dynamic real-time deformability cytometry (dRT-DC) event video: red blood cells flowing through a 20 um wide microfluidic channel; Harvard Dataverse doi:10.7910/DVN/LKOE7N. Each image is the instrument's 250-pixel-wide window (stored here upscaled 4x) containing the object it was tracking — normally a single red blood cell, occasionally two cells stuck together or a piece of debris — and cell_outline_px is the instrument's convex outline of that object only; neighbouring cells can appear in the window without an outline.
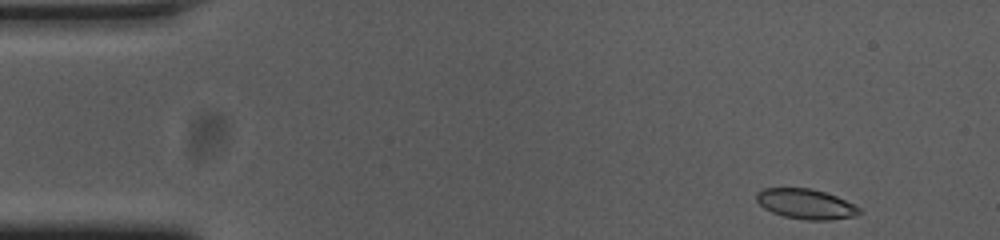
{"species": "common noctule bat (a hibernating species)", "species_latin": "Nyctalus noctula", "temperature_condition": "cold", "stored_images_in_passage": 51, "camera_frame_rate_fps": 3000, "um_per_image_px": 0.085, "animal": {"sex": "female", "body_mass_g": 23.0, "forearm_length_mm": 53.4}, "frame": {"image": 1, "passage_image": 1, "time_ms": 0.0, "image_size_px": [1000, 240], "cell_outline_px": [[864, 212], [856, 216], [828, 220], [808, 220], [784, 216], [772, 212], [764, 208], [756, 200], [756, 192], [764, 188], [812, 188], [836, 196], [860, 208]], "centroid_in_image_um": [68.5, 17.34], "position_along_channel_um": 16.5, "area_um2": 17.98}}
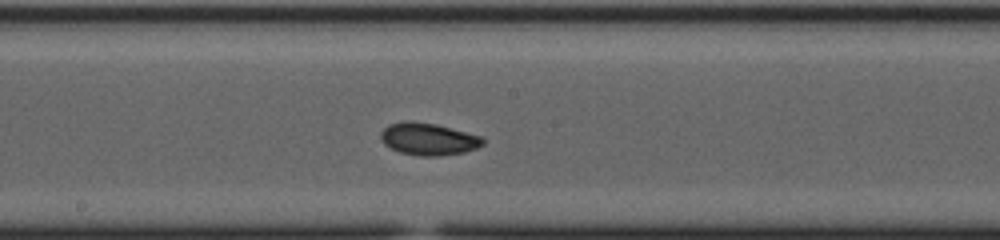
{"frame": {"image": 2, "passage_image": 25, "time_ms": 8.0, "image_size_px": [1000, 240], "cell_outline_px": [[484, 144], [476, 148], [464, 152], [440, 156], [420, 156], [400, 152], [384, 144], [380, 136], [380, 132], [388, 124], [404, 120], [408, 120], [436, 124], [484, 136]], "centroid_in_image_um": [36.42, 11.8], "position_along_channel_um": 211.8, "area_um2": 19.36}}
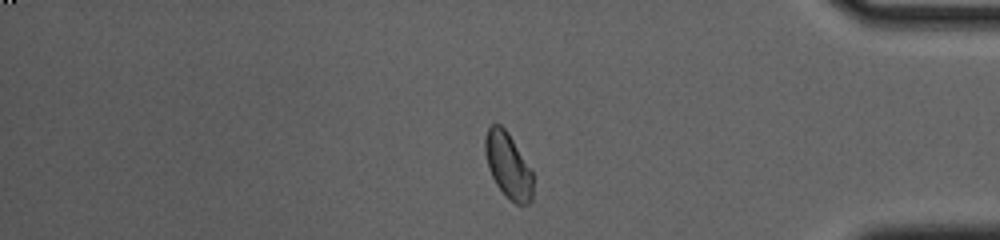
{"frame": {"image": 3, "passage_image": 42, "time_ms": 13.667, "image_size_px": [1000, 240], "cell_outline_px": [[532, 200], [528, 204], [516, 204], [496, 184], [488, 168], [484, 152], [484, 136], [488, 128], [492, 124], [500, 124], [508, 132], [532, 172]], "centroid_in_image_um": [43.16, 14.03], "position_along_channel_um": 392.0, "area_um2": 17.98}, "authors_computed_cell_mechanics": {"area_um2": 18.5538, "velocity_mm_per_s": 3.6745, "shape_relaxation_time_tau1_ms": 10.085, "shape_relaxation_time_tau2_ms": 4.0471, "deformation_change_tau1": 0.1997, "deformation_change_tau2": 0.0665}}